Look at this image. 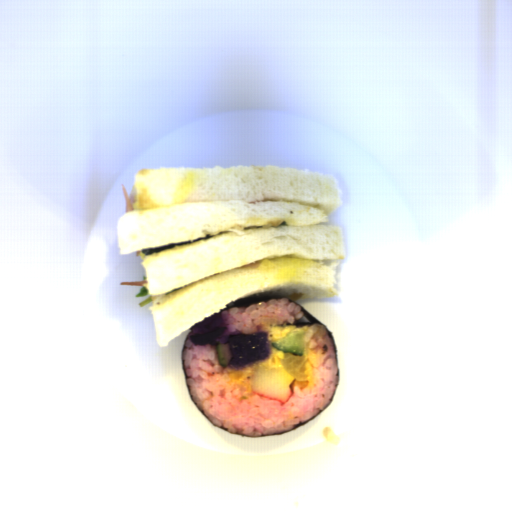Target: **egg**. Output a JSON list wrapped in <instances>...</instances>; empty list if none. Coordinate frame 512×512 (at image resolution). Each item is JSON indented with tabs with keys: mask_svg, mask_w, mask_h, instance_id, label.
<instances>
[{
	"mask_svg": "<svg viewBox=\"0 0 512 512\" xmlns=\"http://www.w3.org/2000/svg\"><path fill=\"white\" fill-rule=\"evenodd\" d=\"M296 329L297 328L294 324L273 325L269 330H267L269 336L270 355L259 363L246 365L239 369H233L230 365L227 369L229 383H238L243 385L250 384L252 373L259 365H266L268 368L282 367L281 361L284 358L285 352L274 348L272 344Z\"/></svg>",
	"mask_w": 512,
	"mask_h": 512,
	"instance_id": "1",
	"label": "egg"
}]
</instances>
